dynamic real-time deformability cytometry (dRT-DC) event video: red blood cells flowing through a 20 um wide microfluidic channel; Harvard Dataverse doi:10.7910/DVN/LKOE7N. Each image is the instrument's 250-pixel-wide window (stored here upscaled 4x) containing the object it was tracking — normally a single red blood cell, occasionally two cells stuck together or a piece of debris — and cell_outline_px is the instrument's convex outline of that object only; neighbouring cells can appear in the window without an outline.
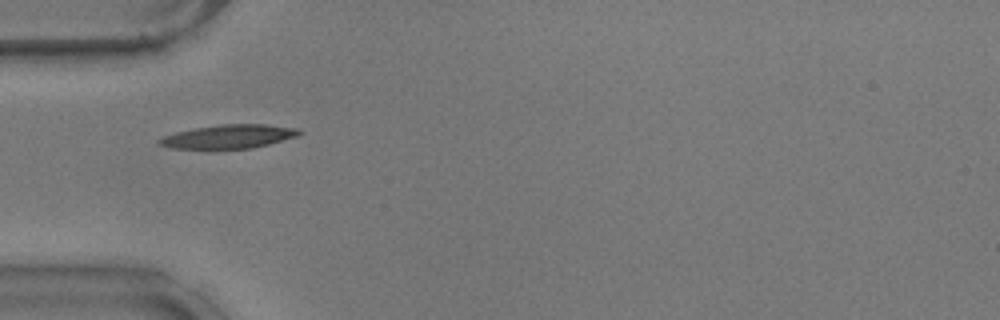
{"species": "common noctule bat (a hibernating species)", "species_latin": "Nyctalus noctula", "temperature_condition": "warm", "stored_images_in_passage": 29, "camera_frame_rate_fps": 3000, "um_per_image_px": 0.085, "animal": {"sex": "male", "body_mass_g": 17.9}, "frame": {"image": 1, "passage_image": 2, "time_ms": 0.333, "image_size_px": [1000, 320], "cell_outline_px": [[304, 132], [296, 136], [268, 144], [252, 148], [172, 148], [156, 144], [156, 140], [164, 136], [176, 132], [196, 128], [220, 124], [264, 124], [300, 128]], "centroid_in_image_um": [19.45, 11.59], "position_along_channel_um": 65.5, "area_um2": 19.19}}
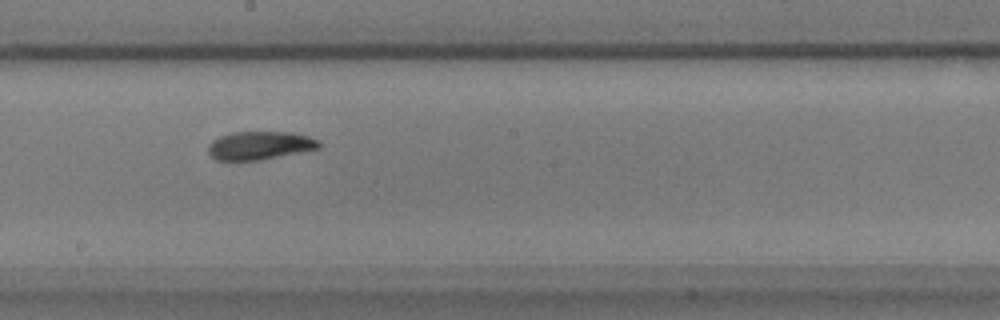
{"frame": {"image": 2, "passage_image": 15, "time_ms": 4.667, "image_size_px": [1000, 320], "cell_outline_px": [[320, 148], [260, 160], [216, 160], [208, 152], [208, 144], [212, 140], [220, 136], [232, 132], [292, 132], [308, 136], [320, 140]], "centroid_in_image_um": [22.08, 12.36], "position_along_channel_um": 226.1, "area_um2": 18.26}}
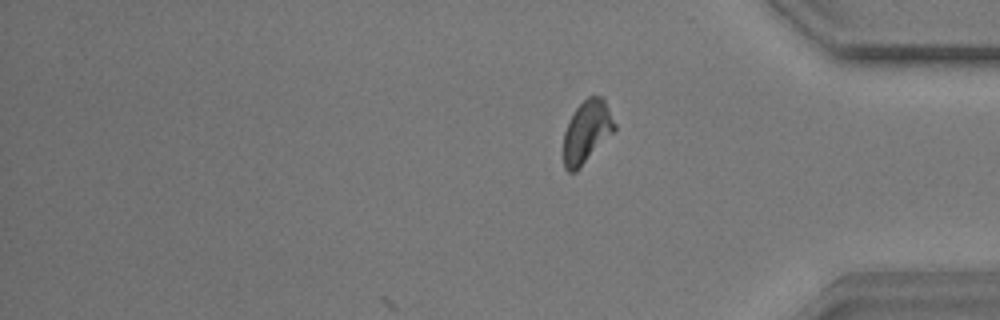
{"frame": {"image": 3, "passage_image": 29, "time_ms": 9.333, "image_size_px": [1000, 320], "cell_outline_px": [[616, 132], [576, 172], [568, 172], [564, 168], [564, 132], [568, 120], [576, 108], [588, 96], [600, 96], [604, 100], [616, 124]], "centroid_in_image_um": [49.89, 11.23], "position_along_channel_um": 385.3, "area_um2": 18.84}, "authors_computed_cell_mechanics": {"area_um2": 18.2648, "velocity_mm_per_s": 3.7133, "shape_relaxation_time_tau1_ms": 7.2182, "shape_relaxation_time_tau2_ms": 3.6209, "deformation_change_tau1": 0.228, "deformation_change_tau2": 0.0891}}